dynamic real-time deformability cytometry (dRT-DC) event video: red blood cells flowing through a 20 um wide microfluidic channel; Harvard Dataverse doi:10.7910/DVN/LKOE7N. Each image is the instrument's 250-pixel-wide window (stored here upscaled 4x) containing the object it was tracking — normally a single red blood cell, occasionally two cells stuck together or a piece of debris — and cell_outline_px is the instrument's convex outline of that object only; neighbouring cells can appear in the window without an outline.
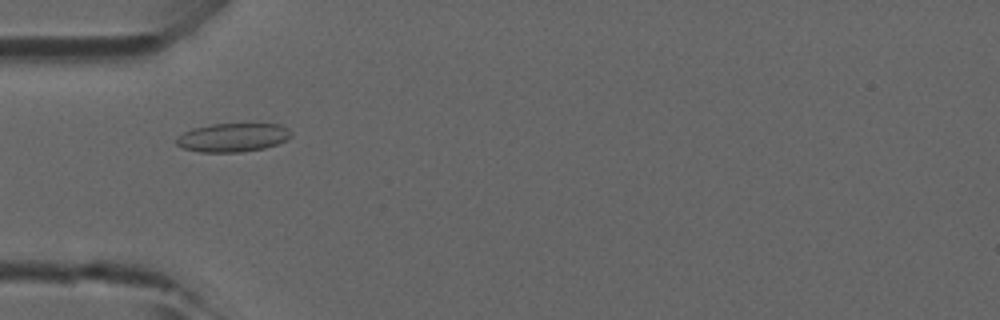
{"species": "common noctule bat (a hibernating species)", "species_latin": "Nyctalus noctula", "temperature_condition": "room temperature", "stored_images_in_passage": 4, "camera_frame_rate_fps": 3000, "um_per_image_px": 0.085, "animal": {"sex": "male", "forearm_length_mm": 52.5}, "frame": {"image": 1, "passage_image": 3, "time_ms": 0.667, "image_size_px": [1000, 320], "cell_outline_px": [[292, 136], [288, 140], [264, 148], [240, 152], [200, 152], [184, 148], [176, 144], [176, 140], [184, 132], [192, 128], [212, 124], [280, 124], [288, 128], [292, 132]], "centroid_in_image_um": [19.83, 11.68], "position_along_channel_um": 65.2, "area_um2": 19.13}}
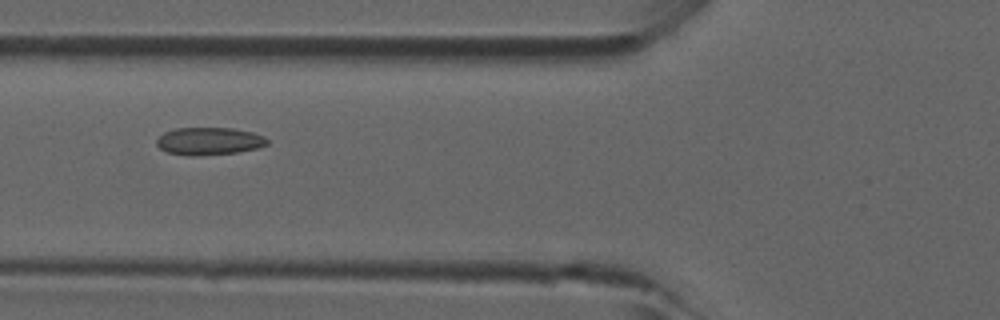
{"frame": {"image": 2, "passage_image": 4, "time_ms": 1.0, "image_size_px": [1000, 320], "cell_outline_px": [[268, 144], [256, 148], [236, 152], [192, 156], [188, 156], [168, 152], [160, 148], [156, 144], [156, 140], [164, 132], [176, 128], [232, 128], [252, 132], [264, 136], [268, 140]], "centroid_in_image_um": [17.76, 11.99], "position_along_channel_um": 108.0, "area_um2": 17.63}}